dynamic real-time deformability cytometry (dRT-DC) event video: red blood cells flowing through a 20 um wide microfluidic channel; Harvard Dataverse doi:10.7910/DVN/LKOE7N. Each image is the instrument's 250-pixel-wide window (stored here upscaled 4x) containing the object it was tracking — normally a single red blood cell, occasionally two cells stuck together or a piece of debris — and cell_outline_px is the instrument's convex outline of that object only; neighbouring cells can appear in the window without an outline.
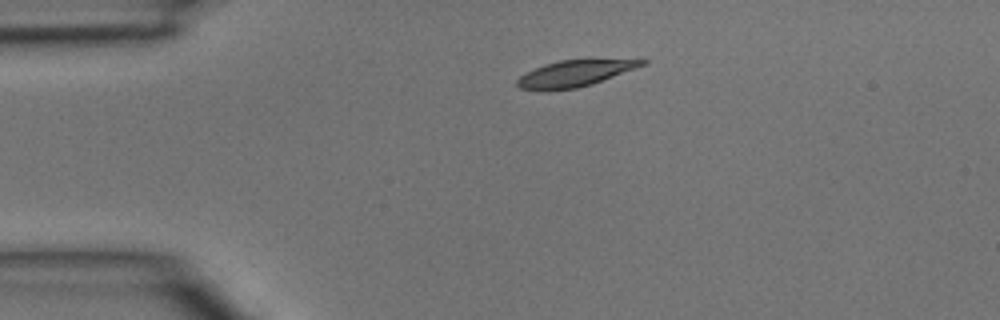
{"species": "common noctule bat (a hibernating species)", "species_latin": "Nyctalus noctula", "temperature_condition": "room temperature", "stored_images_in_passage": 37, "camera_frame_rate_fps": 3000, "um_per_image_px": 0.085, "animal": {"sex": "male", "body_mass_g": 15.6}, "frame": {"image": 1, "passage_image": 1, "time_ms": 0.0, "image_size_px": [1000, 320], "cell_outline_px": [[648, 64], [592, 84], [576, 88], [520, 88], [516, 84], [516, 80], [520, 76], [544, 64], [560, 60], [588, 56], [648, 60]], "centroid_in_image_um": [49.05, 6.13], "position_along_channel_um": 36.0, "area_um2": 19.54}}
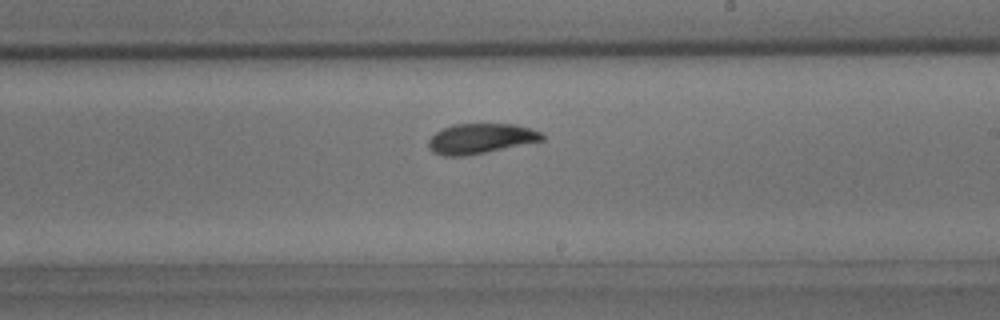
{"frame": {"image": 2, "passage_image": 18, "time_ms": 5.667, "image_size_px": [1000, 320], "cell_outline_px": [[544, 140], [464, 156], [444, 156], [432, 152], [428, 148], [428, 140], [436, 132], [452, 124], [516, 124], [540, 132], [544, 136]], "centroid_in_image_um": [40.81, 11.78], "position_along_channel_um": 248.2, "area_um2": 19.71}}
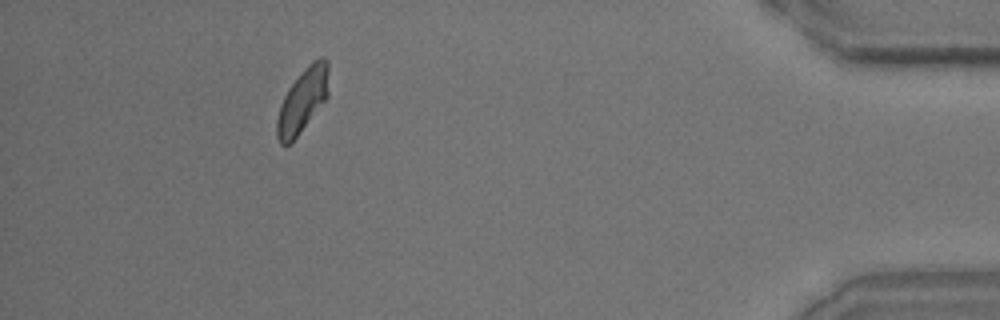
{"frame": {"image": 3, "passage_image": 33, "time_ms": 10.667, "image_size_px": [1000, 320], "cell_outline_px": [[328, 96], [296, 136], [288, 144], [280, 144], [276, 136], [276, 120], [280, 104], [288, 88], [304, 68], [312, 60], [320, 56], [324, 56], [328, 60]], "centroid_in_image_um": [25.71, 8.48], "position_along_channel_um": 409.5, "area_um2": 19.13}}